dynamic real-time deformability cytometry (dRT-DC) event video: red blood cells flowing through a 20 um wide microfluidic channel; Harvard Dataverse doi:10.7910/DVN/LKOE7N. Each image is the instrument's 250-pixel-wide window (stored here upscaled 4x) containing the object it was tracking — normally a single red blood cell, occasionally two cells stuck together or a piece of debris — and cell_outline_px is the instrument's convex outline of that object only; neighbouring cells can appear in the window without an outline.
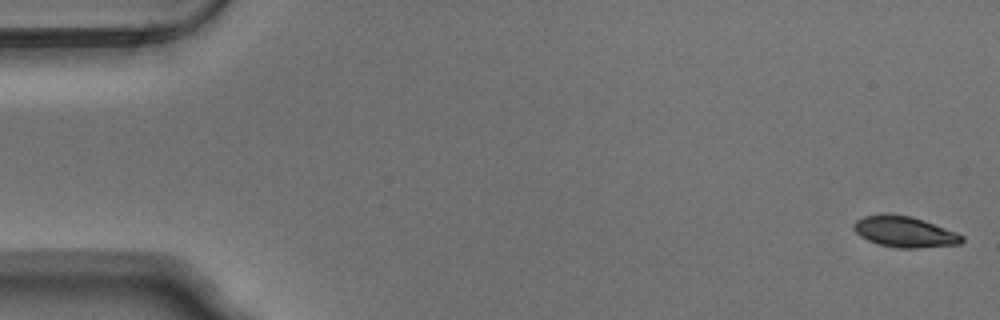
{"species": "Egyptian fruit bat (a non-hibernating species)", "species_latin": "Rousettus aegyptiacus", "temperature_condition": "warm", "stored_images_in_passage": 53, "camera_frame_rate_fps": 3000, "um_per_image_px": 0.085, "animal": {"sex": "male"}, "frame": {"image": 1, "passage_image": 1, "time_ms": 0.0, "image_size_px": [1000, 320], "cell_outline_px": [[964, 240], [960, 244], [916, 248], [896, 248], [880, 244], [868, 240], [860, 236], [852, 228], [852, 224], [856, 220], [864, 216], [912, 216], [924, 220], [956, 232], [964, 236]], "centroid_in_image_um": [76.92, 19.73], "position_along_channel_um": 8.1, "area_um2": 19.02}}
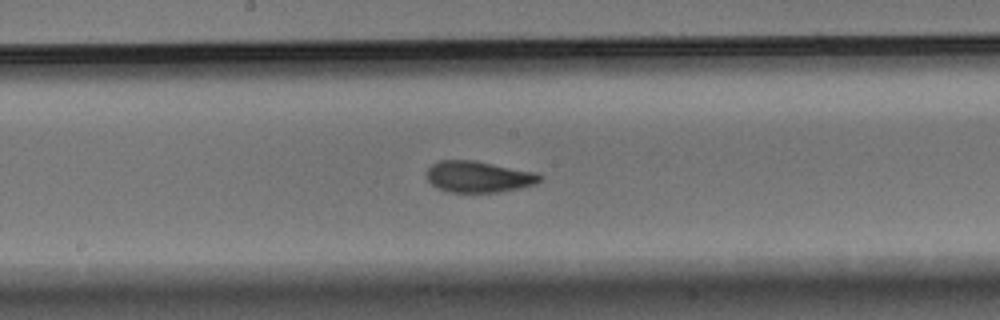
{"frame": {"image": 2, "passage_image": 28, "time_ms": 9.0, "image_size_px": [1000, 320], "cell_outline_px": [[544, 176], [536, 184], [520, 188], [500, 192], [448, 192], [432, 184], [428, 180], [424, 172], [432, 164], [440, 160], [472, 160], [540, 172]], "centroid_in_image_um": [40.72, 15.01], "position_along_channel_um": 207.5, "area_um2": 20.92}}
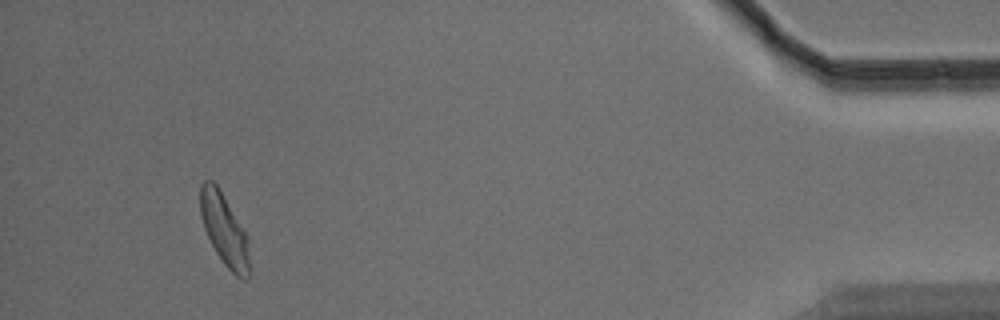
{"frame": {"image": 3, "passage_image": 50, "time_ms": 16.333, "image_size_px": [1000, 320], "cell_outline_px": [[248, 280], [244, 280], [236, 276], [224, 264], [216, 252], [204, 228], [200, 216], [200, 184], [204, 180], [212, 180], [216, 184], [244, 232], [248, 240]], "centroid_in_image_um": [19.03, 19.53], "position_along_channel_um": 416.2, "area_um2": 19.88}, "authors_computed_cell_mechanics": {"area_um2": 20.519, "velocity_mm_per_s": 3.7684, "shape_relaxation_time_tau1_ms": 3.3934, "shape_relaxation_time_tau2_ms": 1.4929, "deformation_change_tau1": 0.1362, "deformation_change_tau2": 0.0728}}